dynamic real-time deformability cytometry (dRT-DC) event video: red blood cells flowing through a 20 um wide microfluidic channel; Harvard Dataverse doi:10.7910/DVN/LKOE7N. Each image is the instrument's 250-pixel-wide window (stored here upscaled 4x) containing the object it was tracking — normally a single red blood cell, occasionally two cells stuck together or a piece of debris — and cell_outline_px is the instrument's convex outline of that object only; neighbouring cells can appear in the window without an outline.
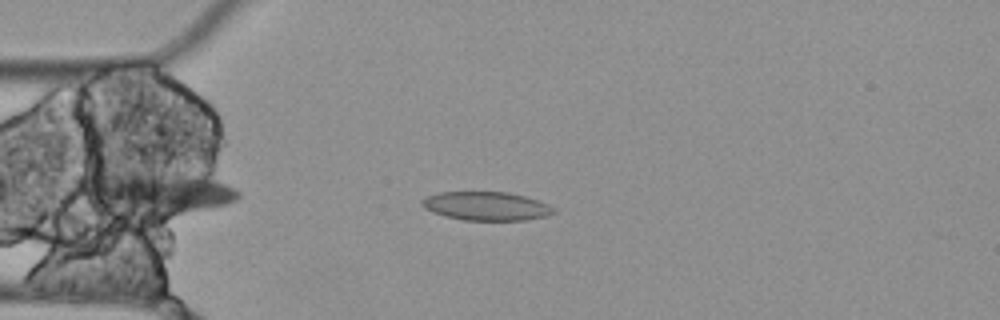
{"species": "Egyptian fruit bat (a non-hibernating species)", "species_latin": "Rousettus aegyptiacus", "temperature_condition": "cold", "stored_images_in_passage": 5, "camera_frame_rate_fps": 3000, "um_per_image_px": 0.085, "animal": {"sex": "female"}, "frame": {"image": 1, "passage_image": 3, "time_ms": 0.667, "image_size_px": [1000, 320], "cell_outline_px": [[556, 212], [544, 216], [524, 220], [464, 220], [432, 212], [424, 208], [420, 204], [420, 200], [428, 196], [440, 192], [508, 192], [524, 196], [548, 204], [556, 208]], "centroid_in_image_um": [41.33, 17.51], "position_along_channel_um": 43.7, "area_um2": 21.85}}
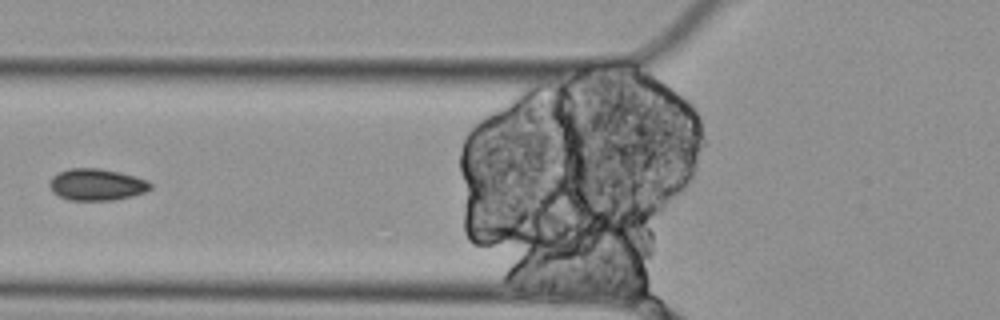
{"frame": {"image": 2, "passage_image": 5, "time_ms": 1.333, "image_size_px": [1000, 320], "cell_outline_px": [[152, 188], [144, 192], [132, 196], [112, 200], [68, 200], [52, 192], [48, 184], [48, 180], [52, 176], [68, 168], [100, 168], [120, 172], [136, 176], [148, 180], [152, 184]], "centroid_in_image_um": [8.21, 15.68], "position_along_channel_um": 117.6, "area_um2": 18.84}}